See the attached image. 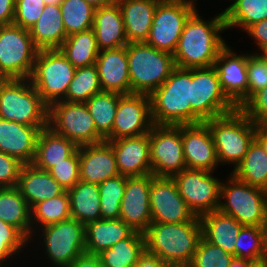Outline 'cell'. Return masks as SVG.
Masks as SVG:
<instances>
[{
	"instance_id": "cell-25",
	"label": "cell",
	"mask_w": 267,
	"mask_h": 267,
	"mask_svg": "<svg viewBox=\"0 0 267 267\" xmlns=\"http://www.w3.org/2000/svg\"><path fill=\"white\" fill-rule=\"evenodd\" d=\"M16 187L30 208L66 191L47 170L39 169L31 163L22 166Z\"/></svg>"
},
{
	"instance_id": "cell-19",
	"label": "cell",
	"mask_w": 267,
	"mask_h": 267,
	"mask_svg": "<svg viewBox=\"0 0 267 267\" xmlns=\"http://www.w3.org/2000/svg\"><path fill=\"white\" fill-rule=\"evenodd\" d=\"M150 187L151 174L126 176V187L120 207V219L134 231L141 233H144L152 222Z\"/></svg>"
},
{
	"instance_id": "cell-11",
	"label": "cell",
	"mask_w": 267,
	"mask_h": 267,
	"mask_svg": "<svg viewBox=\"0 0 267 267\" xmlns=\"http://www.w3.org/2000/svg\"><path fill=\"white\" fill-rule=\"evenodd\" d=\"M48 127L66 137L77 147L105 139L97 132L85 103L58 101L48 107Z\"/></svg>"
},
{
	"instance_id": "cell-10",
	"label": "cell",
	"mask_w": 267,
	"mask_h": 267,
	"mask_svg": "<svg viewBox=\"0 0 267 267\" xmlns=\"http://www.w3.org/2000/svg\"><path fill=\"white\" fill-rule=\"evenodd\" d=\"M227 183L221 185L219 211L232 216L240 224L259 226L267 210L266 190L251 186L230 174ZM227 184V185H226Z\"/></svg>"
},
{
	"instance_id": "cell-44",
	"label": "cell",
	"mask_w": 267,
	"mask_h": 267,
	"mask_svg": "<svg viewBox=\"0 0 267 267\" xmlns=\"http://www.w3.org/2000/svg\"><path fill=\"white\" fill-rule=\"evenodd\" d=\"M247 239H249L250 245L246 242ZM235 257L249 261L266 257L261 246V234L258 226L243 225L241 227L239 235L236 238Z\"/></svg>"
},
{
	"instance_id": "cell-20",
	"label": "cell",
	"mask_w": 267,
	"mask_h": 267,
	"mask_svg": "<svg viewBox=\"0 0 267 267\" xmlns=\"http://www.w3.org/2000/svg\"><path fill=\"white\" fill-rule=\"evenodd\" d=\"M181 135L186 167L213 172L219 162L208 124L181 125Z\"/></svg>"
},
{
	"instance_id": "cell-49",
	"label": "cell",
	"mask_w": 267,
	"mask_h": 267,
	"mask_svg": "<svg viewBox=\"0 0 267 267\" xmlns=\"http://www.w3.org/2000/svg\"><path fill=\"white\" fill-rule=\"evenodd\" d=\"M23 165L16 157L0 152V188L15 187Z\"/></svg>"
},
{
	"instance_id": "cell-5",
	"label": "cell",
	"mask_w": 267,
	"mask_h": 267,
	"mask_svg": "<svg viewBox=\"0 0 267 267\" xmlns=\"http://www.w3.org/2000/svg\"><path fill=\"white\" fill-rule=\"evenodd\" d=\"M0 118L26 126L47 127L48 106L30 79L0 82Z\"/></svg>"
},
{
	"instance_id": "cell-62",
	"label": "cell",
	"mask_w": 267,
	"mask_h": 267,
	"mask_svg": "<svg viewBox=\"0 0 267 267\" xmlns=\"http://www.w3.org/2000/svg\"><path fill=\"white\" fill-rule=\"evenodd\" d=\"M259 55L267 61V47L263 49L262 53L261 54L259 53Z\"/></svg>"
},
{
	"instance_id": "cell-48",
	"label": "cell",
	"mask_w": 267,
	"mask_h": 267,
	"mask_svg": "<svg viewBox=\"0 0 267 267\" xmlns=\"http://www.w3.org/2000/svg\"><path fill=\"white\" fill-rule=\"evenodd\" d=\"M240 110L255 125L267 126V86L257 91Z\"/></svg>"
},
{
	"instance_id": "cell-60",
	"label": "cell",
	"mask_w": 267,
	"mask_h": 267,
	"mask_svg": "<svg viewBox=\"0 0 267 267\" xmlns=\"http://www.w3.org/2000/svg\"><path fill=\"white\" fill-rule=\"evenodd\" d=\"M229 267H247V260L234 257Z\"/></svg>"
},
{
	"instance_id": "cell-34",
	"label": "cell",
	"mask_w": 267,
	"mask_h": 267,
	"mask_svg": "<svg viewBox=\"0 0 267 267\" xmlns=\"http://www.w3.org/2000/svg\"><path fill=\"white\" fill-rule=\"evenodd\" d=\"M145 250L144 234L133 231L98 256L102 267H133Z\"/></svg>"
},
{
	"instance_id": "cell-17",
	"label": "cell",
	"mask_w": 267,
	"mask_h": 267,
	"mask_svg": "<svg viewBox=\"0 0 267 267\" xmlns=\"http://www.w3.org/2000/svg\"><path fill=\"white\" fill-rule=\"evenodd\" d=\"M153 125L149 95L131 93L119 97L112 140L141 136L149 133Z\"/></svg>"
},
{
	"instance_id": "cell-50",
	"label": "cell",
	"mask_w": 267,
	"mask_h": 267,
	"mask_svg": "<svg viewBox=\"0 0 267 267\" xmlns=\"http://www.w3.org/2000/svg\"><path fill=\"white\" fill-rule=\"evenodd\" d=\"M0 240H5L16 252L28 244L29 241L17 228L13 225L0 220Z\"/></svg>"
},
{
	"instance_id": "cell-61",
	"label": "cell",
	"mask_w": 267,
	"mask_h": 267,
	"mask_svg": "<svg viewBox=\"0 0 267 267\" xmlns=\"http://www.w3.org/2000/svg\"><path fill=\"white\" fill-rule=\"evenodd\" d=\"M46 5L60 6L63 0H43Z\"/></svg>"
},
{
	"instance_id": "cell-63",
	"label": "cell",
	"mask_w": 267,
	"mask_h": 267,
	"mask_svg": "<svg viewBox=\"0 0 267 267\" xmlns=\"http://www.w3.org/2000/svg\"><path fill=\"white\" fill-rule=\"evenodd\" d=\"M158 2H187V0H157Z\"/></svg>"
},
{
	"instance_id": "cell-31",
	"label": "cell",
	"mask_w": 267,
	"mask_h": 267,
	"mask_svg": "<svg viewBox=\"0 0 267 267\" xmlns=\"http://www.w3.org/2000/svg\"><path fill=\"white\" fill-rule=\"evenodd\" d=\"M77 148L72 141L47 126L39 133L35 157L31 164L49 171L56 164L64 162Z\"/></svg>"
},
{
	"instance_id": "cell-55",
	"label": "cell",
	"mask_w": 267,
	"mask_h": 267,
	"mask_svg": "<svg viewBox=\"0 0 267 267\" xmlns=\"http://www.w3.org/2000/svg\"><path fill=\"white\" fill-rule=\"evenodd\" d=\"M255 139L267 153V126L255 125Z\"/></svg>"
},
{
	"instance_id": "cell-8",
	"label": "cell",
	"mask_w": 267,
	"mask_h": 267,
	"mask_svg": "<svg viewBox=\"0 0 267 267\" xmlns=\"http://www.w3.org/2000/svg\"><path fill=\"white\" fill-rule=\"evenodd\" d=\"M191 109L192 124L206 122L237 109L223 93L214 66L192 68Z\"/></svg>"
},
{
	"instance_id": "cell-16",
	"label": "cell",
	"mask_w": 267,
	"mask_h": 267,
	"mask_svg": "<svg viewBox=\"0 0 267 267\" xmlns=\"http://www.w3.org/2000/svg\"><path fill=\"white\" fill-rule=\"evenodd\" d=\"M150 207L152 222H190L196 217L180 195L172 177L151 174Z\"/></svg>"
},
{
	"instance_id": "cell-23",
	"label": "cell",
	"mask_w": 267,
	"mask_h": 267,
	"mask_svg": "<svg viewBox=\"0 0 267 267\" xmlns=\"http://www.w3.org/2000/svg\"><path fill=\"white\" fill-rule=\"evenodd\" d=\"M43 128L0 118V152L16 157L23 164L32 163L38 136Z\"/></svg>"
},
{
	"instance_id": "cell-51",
	"label": "cell",
	"mask_w": 267,
	"mask_h": 267,
	"mask_svg": "<svg viewBox=\"0 0 267 267\" xmlns=\"http://www.w3.org/2000/svg\"><path fill=\"white\" fill-rule=\"evenodd\" d=\"M245 31L255 39L261 51L267 47V19L254 23Z\"/></svg>"
},
{
	"instance_id": "cell-9",
	"label": "cell",
	"mask_w": 267,
	"mask_h": 267,
	"mask_svg": "<svg viewBox=\"0 0 267 267\" xmlns=\"http://www.w3.org/2000/svg\"><path fill=\"white\" fill-rule=\"evenodd\" d=\"M37 52L29 30L15 24L0 26V76L3 79L30 78Z\"/></svg>"
},
{
	"instance_id": "cell-6",
	"label": "cell",
	"mask_w": 267,
	"mask_h": 267,
	"mask_svg": "<svg viewBox=\"0 0 267 267\" xmlns=\"http://www.w3.org/2000/svg\"><path fill=\"white\" fill-rule=\"evenodd\" d=\"M206 123L214 139L218 162L233 163L235 169L255 138V124L240 109Z\"/></svg>"
},
{
	"instance_id": "cell-22",
	"label": "cell",
	"mask_w": 267,
	"mask_h": 267,
	"mask_svg": "<svg viewBox=\"0 0 267 267\" xmlns=\"http://www.w3.org/2000/svg\"><path fill=\"white\" fill-rule=\"evenodd\" d=\"M80 180L100 184L119 174L111 144L104 140L79 147Z\"/></svg>"
},
{
	"instance_id": "cell-40",
	"label": "cell",
	"mask_w": 267,
	"mask_h": 267,
	"mask_svg": "<svg viewBox=\"0 0 267 267\" xmlns=\"http://www.w3.org/2000/svg\"><path fill=\"white\" fill-rule=\"evenodd\" d=\"M66 35L89 30L94 24V12L84 0H63L60 4Z\"/></svg>"
},
{
	"instance_id": "cell-53",
	"label": "cell",
	"mask_w": 267,
	"mask_h": 267,
	"mask_svg": "<svg viewBox=\"0 0 267 267\" xmlns=\"http://www.w3.org/2000/svg\"><path fill=\"white\" fill-rule=\"evenodd\" d=\"M15 0H0V26L13 24Z\"/></svg>"
},
{
	"instance_id": "cell-21",
	"label": "cell",
	"mask_w": 267,
	"mask_h": 267,
	"mask_svg": "<svg viewBox=\"0 0 267 267\" xmlns=\"http://www.w3.org/2000/svg\"><path fill=\"white\" fill-rule=\"evenodd\" d=\"M113 149L120 175L127 177L152 174L149 133L108 141Z\"/></svg>"
},
{
	"instance_id": "cell-33",
	"label": "cell",
	"mask_w": 267,
	"mask_h": 267,
	"mask_svg": "<svg viewBox=\"0 0 267 267\" xmlns=\"http://www.w3.org/2000/svg\"><path fill=\"white\" fill-rule=\"evenodd\" d=\"M67 192L70 198L71 218L83 225L101 219L98 184L79 180Z\"/></svg>"
},
{
	"instance_id": "cell-28",
	"label": "cell",
	"mask_w": 267,
	"mask_h": 267,
	"mask_svg": "<svg viewBox=\"0 0 267 267\" xmlns=\"http://www.w3.org/2000/svg\"><path fill=\"white\" fill-rule=\"evenodd\" d=\"M202 237L235 256L236 238L243 226L232 216L215 210L200 217Z\"/></svg>"
},
{
	"instance_id": "cell-37",
	"label": "cell",
	"mask_w": 267,
	"mask_h": 267,
	"mask_svg": "<svg viewBox=\"0 0 267 267\" xmlns=\"http://www.w3.org/2000/svg\"><path fill=\"white\" fill-rule=\"evenodd\" d=\"M121 95L116 92L102 91L85 102L95 122L97 132L106 141L112 140V128Z\"/></svg>"
},
{
	"instance_id": "cell-14",
	"label": "cell",
	"mask_w": 267,
	"mask_h": 267,
	"mask_svg": "<svg viewBox=\"0 0 267 267\" xmlns=\"http://www.w3.org/2000/svg\"><path fill=\"white\" fill-rule=\"evenodd\" d=\"M196 8L189 2H159L145 43L173 54L185 23Z\"/></svg>"
},
{
	"instance_id": "cell-4",
	"label": "cell",
	"mask_w": 267,
	"mask_h": 267,
	"mask_svg": "<svg viewBox=\"0 0 267 267\" xmlns=\"http://www.w3.org/2000/svg\"><path fill=\"white\" fill-rule=\"evenodd\" d=\"M130 94L150 95L169 77L175 67L173 54L140 43L126 45Z\"/></svg>"
},
{
	"instance_id": "cell-52",
	"label": "cell",
	"mask_w": 267,
	"mask_h": 267,
	"mask_svg": "<svg viewBox=\"0 0 267 267\" xmlns=\"http://www.w3.org/2000/svg\"><path fill=\"white\" fill-rule=\"evenodd\" d=\"M133 267H175V266L170 263H167L166 261H163L158 256L151 254L145 250Z\"/></svg>"
},
{
	"instance_id": "cell-64",
	"label": "cell",
	"mask_w": 267,
	"mask_h": 267,
	"mask_svg": "<svg viewBox=\"0 0 267 267\" xmlns=\"http://www.w3.org/2000/svg\"><path fill=\"white\" fill-rule=\"evenodd\" d=\"M195 0H187V2L194 4Z\"/></svg>"
},
{
	"instance_id": "cell-1",
	"label": "cell",
	"mask_w": 267,
	"mask_h": 267,
	"mask_svg": "<svg viewBox=\"0 0 267 267\" xmlns=\"http://www.w3.org/2000/svg\"><path fill=\"white\" fill-rule=\"evenodd\" d=\"M195 11L186 21L177 48L173 53L175 66L204 68L214 65L219 52L227 45L219 35L226 29L224 13L212 20H203Z\"/></svg>"
},
{
	"instance_id": "cell-27",
	"label": "cell",
	"mask_w": 267,
	"mask_h": 267,
	"mask_svg": "<svg viewBox=\"0 0 267 267\" xmlns=\"http://www.w3.org/2000/svg\"><path fill=\"white\" fill-rule=\"evenodd\" d=\"M99 50L125 47L128 44L118 3L95 9L92 27Z\"/></svg>"
},
{
	"instance_id": "cell-32",
	"label": "cell",
	"mask_w": 267,
	"mask_h": 267,
	"mask_svg": "<svg viewBox=\"0 0 267 267\" xmlns=\"http://www.w3.org/2000/svg\"><path fill=\"white\" fill-rule=\"evenodd\" d=\"M0 220L13 225L31 239V208L17 187L0 188Z\"/></svg>"
},
{
	"instance_id": "cell-39",
	"label": "cell",
	"mask_w": 267,
	"mask_h": 267,
	"mask_svg": "<svg viewBox=\"0 0 267 267\" xmlns=\"http://www.w3.org/2000/svg\"><path fill=\"white\" fill-rule=\"evenodd\" d=\"M70 218V198L67 190L59 196L38 202L31 208V221H34L31 222L32 226L36 222L43 228Z\"/></svg>"
},
{
	"instance_id": "cell-54",
	"label": "cell",
	"mask_w": 267,
	"mask_h": 267,
	"mask_svg": "<svg viewBox=\"0 0 267 267\" xmlns=\"http://www.w3.org/2000/svg\"><path fill=\"white\" fill-rule=\"evenodd\" d=\"M66 267H102L98 255L84 253Z\"/></svg>"
},
{
	"instance_id": "cell-36",
	"label": "cell",
	"mask_w": 267,
	"mask_h": 267,
	"mask_svg": "<svg viewBox=\"0 0 267 267\" xmlns=\"http://www.w3.org/2000/svg\"><path fill=\"white\" fill-rule=\"evenodd\" d=\"M232 175L251 186L267 190V153L255 138Z\"/></svg>"
},
{
	"instance_id": "cell-7",
	"label": "cell",
	"mask_w": 267,
	"mask_h": 267,
	"mask_svg": "<svg viewBox=\"0 0 267 267\" xmlns=\"http://www.w3.org/2000/svg\"><path fill=\"white\" fill-rule=\"evenodd\" d=\"M75 72L76 68L59 49L38 50L29 79L49 107L65 98Z\"/></svg>"
},
{
	"instance_id": "cell-41",
	"label": "cell",
	"mask_w": 267,
	"mask_h": 267,
	"mask_svg": "<svg viewBox=\"0 0 267 267\" xmlns=\"http://www.w3.org/2000/svg\"><path fill=\"white\" fill-rule=\"evenodd\" d=\"M102 92L96 65L77 68L64 101L85 103L93 95Z\"/></svg>"
},
{
	"instance_id": "cell-57",
	"label": "cell",
	"mask_w": 267,
	"mask_h": 267,
	"mask_svg": "<svg viewBox=\"0 0 267 267\" xmlns=\"http://www.w3.org/2000/svg\"><path fill=\"white\" fill-rule=\"evenodd\" d=\"M261 234V246L264 252V255L267 257V210L265 213L262 222L258 226Z\"/></svg>"
},
{
	"instance_id": "cell-29",
	"label": "cell",
	"mask_w": 267,
	"mask_h": 267,
	"mask_svg": "<svg viewBox=\"0 0 267 267\" xmlns=\"http://www.w3.org/2000/svg\"><path fill=\"white\" fill-rule=\"evenodd\" d=\"M133 231L120 218L89 222L85 225L86 253L98 255L118 241L127 238Z\"/></svg>"
},
{
	"instance_id": "cell-58",
	"label": "cell",
	"mask_w": 267,
	"mask_h": 267,
	"mask_svg": "<svg viewBox=\"0 0 267 267\" xmlns=\"http://www.w3.org/2000/svg\"><path fill=\"white\" fill-rule=\"evenodd\" d=\"M93 8L98 9L113 4L116 0H84Z\"/></svg>"
},
{
	"instance_id": "cell-38",
	"label": "cell",
	"mask_w": 267,
	"mask_h": 267,
	"mask_svg": "<svg viewBox=\"0 0 267 267\" xmlns=\"http://www.w3.org/2000/svg\"><path fill=\"white\" fill-rule=\"evenodd\" d=\"M223 13L226 29L239 26L246 30L267 19V0H235Z\"/></svg>"
},
{
	"instance_id": "cell-56",
	"label": "cell",
	"mask_w": 267,
	"mask_h": 267,
	"mask_svg": "<svg viewBox=\"0 0 267 267\" xmlns=\"http://www.w3.org/2000/svg\"><path fill=\"white\" fill-rule=\"evenodd\" d=\"M17 252L5 241L0 240V264L6 262L12 255Z\"/></svg>"
},
{
	"instance_id": "cell-2",
	"label": "cell",
	"mask_w": 267,
	"mask_h": 267,
	"mask_svg": "<svg viewBox=\"0 0 267 267\" xmlns=\"http://www.w3.org/2000/svg\"><path fill=\"white\" fill-rule=\"evenodd\" d=\"M146 251L175 267H188L202 237L200 218L190 222H151L143 233Z\"/></svg>"
},
{
	"instance_id": "cell-12",
	"label": "cell",
	"mask_w": 267,
	"mask_h": 267,
	"mask_svg": "<svg viewBox=\"0 0 267 267\" xmlns=\"http://www.w3.org/2000/svg\"><path fill=\"white\" fill-rule=\"evenodd\" d=\"M152 175L173 177L186 167L181 125H153L149 132Z\"/></svg>"
},
{
	"instance_id": "cell-13",
	"label": "cell",
	"mask_w": 267,
	"mask_h": 267,
	"mask_svg": "<svg viewBox=\"0 0 267 267\" xmlns=\"http://www.w3.org/2000/svg\"><path fill=\"white\" fill-rule=\"evenodd\" d=\"M172 178L195 216L219 209L222 182L213 177L212 172L185 168Z\"/></svg>"
},
{
	"instance_id": "cell-18",
	"label": "cell",
	"mask_w": 267,
	"mask_h": 267,
	"mask_svg": "<svg viewBox=\"0 0 267 267\" xmlns=\"http://www.w3.org/2000/svg\"><path fill=\"white\" fill-rule=\"evenodd\" d=\"M226 45L218 54L214 67L221 89L227 98L240 109L248 101L247 62L249 55H235Z\"/></svg>"
},
{
	"instance_id": "cell-46",
	"label": "cell",
	"mask_w": 267,
	"mask_h": 267,
	"mask_svg": "<svg viewBox=\"0 0 267 267\" xmlns=\"http://www.w3.org/2000/svg\"><path fill=\"white\" fill-rule=\"evenodd\" d=\"M45 5L43 0H15L13 24L29 30L39 19Z\"/></svg>"
},
{
	"instance_id": "cell-15",
	"label": "cell",
	"mask_w": 267,
	"mask_h": 267,
	"mask_svg": "<svg viewBox=\"0 0 267 267\" xmlns=\"http://www.w3.org/2000/svg\"><path fill=\"white\" fill-rule=\"evenodd\" d=\"M47 258L56 267H66L86 253L85 225L70 218L42 228Z\"/></svg>"
},
{
	"instance_id": "cell-30",
	"label": "cell",
	"mask_w": 267,
	"mask_h": 267,
	"mask_svg": "<svg viewBox=\"0 0 267 267\" xmlns=\"http://www.w3.org/2000/svg\"><path fill=\"white\" fill-rule=\"evenodd\" d=\"M29 32L38 50L59 49L67 38L60 6L45 5L42 14Z\"/></svg>"
},
{
	"instance_id": "cell-42",
	"label": "cell",
	"mask_w": 267,
	"mask_h": 267,
	"mask_svg": "<svg viewBox=\"0 0 267 267\" xmlns=\"http://www.w3.org/2000/svg\"><path fill=\"white\" fill-rule=\"evenodd\" d=\"M101 219L120 218L121 201L126 187V176L118 175L98 184Z\"/></svg>"
},
{
	"instance_id": "cell-43",
	"label": "cell",
	"mask_w": 267,
	"mask_h": 267,
	"mask_svg": "<svg viewBox=\"0 0 267 267\" xmlns=\"http://www.w3.org/2000/svg\"><path fill=\"white\" fill-rule=\"evenodd\" d=\"M234 257L201 237L188 267H229Z\"/></svg>"
},
{
	"instance_id": "cell-45",
	"label": "cell",
	"mask_w": 267,
	"mask_h": 267,
	"mask_svg": "<svg viewBox=\"0 0 267 267\" xmlns=\"http://www.w3.org/2000/svg\"><path fill=\"white\" fill-rule=\"evenodd\" d=\"M50 175L66 190L72 188L79 180V147L66 159L53 166Z\"/></svg>"
},
{
	"instance_id": "cell-59",
	"label": "cell",
	"mask_w": 267,
	"mask_h": 267,
	"mask_svg": "<svg viewBox=\"0 0 267 267\" xmlns=\"http://www.w3.org/2000/svg\"><path fill=\"white\" fill-rule=\"evenodd\" d=\"M247 267H267V257L254 261L247 260Z\"/></svg>"
},
{
	"instance_id": "cell-26",
	"label": "cell",
	"mask_w": 267,
	"mask_h": 267,
	"mask_svg": "<svg viewBox=\"0 0 267 267\" xmlns=\"http://www.w3.org/2000/svg\"><path fill=\"white\" fill-rule=\"evenodd\" d=\"M128 43L145 42L149 36L157 0H116Z\"/></svg>"
},
{
	"instance_id": "cell-35",
	"label": "cell",
	"mask_w": 267,
	"mask_h": 267,
	"mask_svg": "<svg viewBox=\"0 0 267 267\" xmlns=\"http://www.w3.org/2000/svg\"><path fill=\"white\" fill-rule=\"evenodd\" d=\"M59 50L76 69L95 65L100 52L92 28L67 36Z\"/></svg>"
},
{
	"instance_id": "cell-3",
	"label": "cell",
	"mask_w": 267,
	"mask_h": 267,
	"mask_svg": "<svg viewBox=\"0 0 267 267\" xmlns=\"http://www.w3.org/2000/svg\"><path fill=\"white\" fill-rule=\"evenodd\" d=\"M192 69L175 66L164 83L150 95L154 125L192 124Z\"/></svg>"
},
{
	"instance_id": "cell-47",
	"label": "cell",
	"mask_w": 267,
	"mask_h": 267,
	"mask_svg": "<svg viewBox=\"0 0 267 267\" xmlns=\"http://www.w3.org/2000/svg\"><path fill=\"white\" fill-rule=\"evenodd\" d=\"M248 100L267 86V61L258 53L249 54L247 62Z\"/></svg>"
},
{
	"instance_id": "cell-24",
	"label": "cell",
	"mask_w": 267,
	"mask_h": 267,
	"mask_svg": "<svg viewBox=\"0 0 267 267\" xmlns=\"http://www.w3.org/2000/svg\"><path fill=\"white\" fill-rule=\"evenodd\" d=\"M102 91L130 94V78L125 47L101 50L96 63Z\"/></svg>"
}]
</instances>
